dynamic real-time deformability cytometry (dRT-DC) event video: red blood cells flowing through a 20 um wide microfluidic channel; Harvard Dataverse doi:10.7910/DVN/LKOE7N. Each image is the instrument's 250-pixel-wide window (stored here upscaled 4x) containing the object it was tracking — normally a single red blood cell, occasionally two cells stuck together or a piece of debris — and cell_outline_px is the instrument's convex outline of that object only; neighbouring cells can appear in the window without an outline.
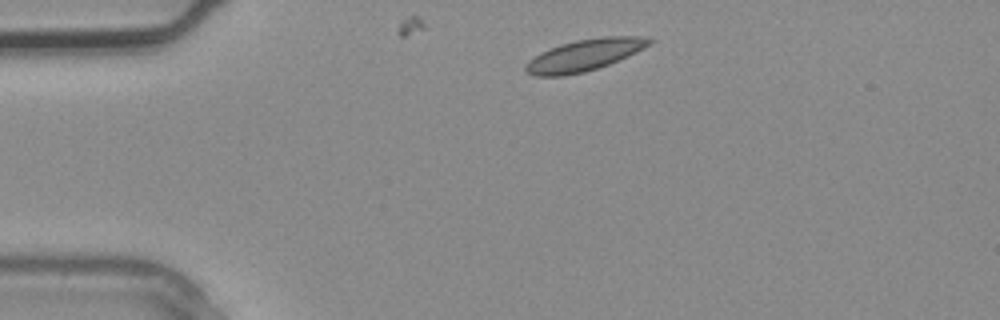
{"species": "common noctule bat (a hibernating species)", "species_latin": "Nyctalus noctula", "temperature_condition": "warm", "stored_images_in_passage": 2, "camera_frame_rate_fps": 3000, "um_per_image_px": 0.085, "animal": {"sex": "male", "body_mass_g": 20.4}, "frame": {"image": 1, "passage_image": 1, "time_ms": 0.0, "image_size_px": [1000, 320], "cell_outline_px": [[656, 40], [652, 44], [628, 56], [608, 64], [584, 72], [564, 76], [532, 76], [524, 72], [524, 64], [528, 60], [540, 52], [560, 44], [576, 40], [604, 36], [648, 36]], "centroid_in_image_um": [49.67, 4.68], "position_along_channel_um": 35.3, "area_um2": 23.12}}